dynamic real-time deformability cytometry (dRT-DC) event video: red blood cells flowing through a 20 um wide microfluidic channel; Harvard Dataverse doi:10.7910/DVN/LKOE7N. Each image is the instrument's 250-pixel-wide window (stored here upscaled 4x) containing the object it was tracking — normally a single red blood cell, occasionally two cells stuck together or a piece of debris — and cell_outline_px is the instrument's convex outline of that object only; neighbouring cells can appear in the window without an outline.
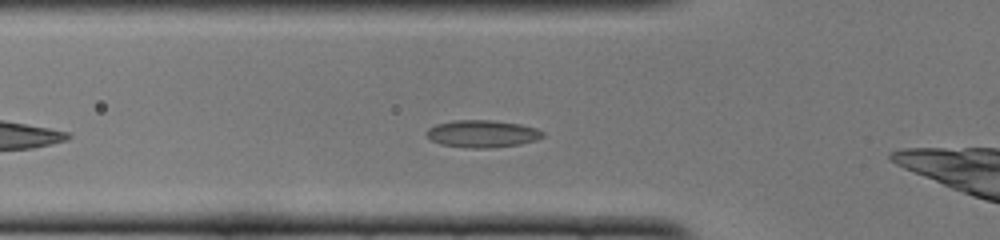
{"species": "common noctule bat (a hibernating species)", "species_latin": "Nyctalus noctula", "temperature_condition": "cold", "stored_images_in_passage": 9, "camera_frame_rate_fps": 3000, "um_per_image_px": 0.085, "animal": {"sex": "female", "body_mass_g": 22.0, "forearm_length_mm": 56.7}, "frame": {"image": 1, "passage_image": 7, "time_ms": 2.0, "image_size_px": [1000, 240], "cell_outline_px": [[544, 136], [536, 140], [520, 144], [488, 148], [472, 148], [440, 144], [424, 136], [424, 132], [428, 128], [436, 124], [452, 120], [488, 120], [520, 124], [536, 128], [544, 132]], "centroid_in_image_um": [40.95, 11.36], "position_along_channel_um": 84.8, "area_um2": 18.55}}